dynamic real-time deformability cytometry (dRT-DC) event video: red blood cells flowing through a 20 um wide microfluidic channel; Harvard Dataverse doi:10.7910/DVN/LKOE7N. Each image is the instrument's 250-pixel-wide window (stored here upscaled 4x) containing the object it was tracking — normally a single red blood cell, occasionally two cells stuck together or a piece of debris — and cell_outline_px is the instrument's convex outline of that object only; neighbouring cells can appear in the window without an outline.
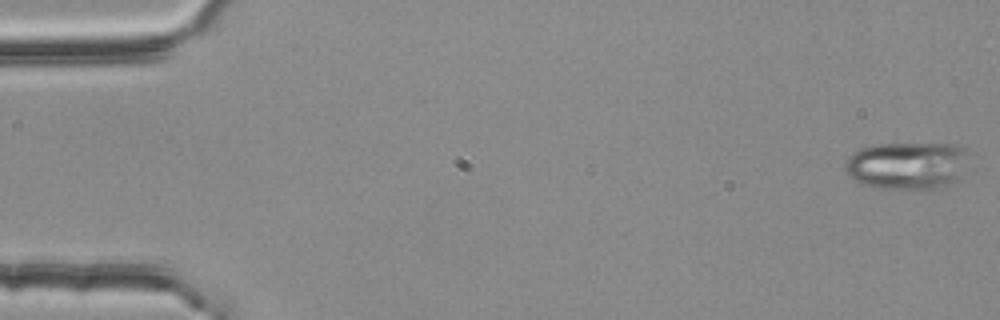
{"species": "common noctule bat (a hibernating species)", "species_latin": "Nyctalus noctula", "temperature_condition": "room temperature", "stored_images_in_passage": 55, "camera_frame_rate_fps": 3000, "um_per_image_px": 0.085, "animal": {"sex": "female", "body_mass_g": 25.1}, "frame": {"image": 1, "passage_image": 1, "time_ms": 0.0, "image_size_px": [1000, 320], "cell_outline_px": [[964, 152], [952, 184], [940, 188], [884, 188], [864, 184], [848, 176], [844, 168], [844, 164], [852, 152], [860, 148], [872, 144], [952, 144], [964, 148]], "centroid_in_image_um": [76.94, 14.05], "position_along_channel_um": 8.1, "area_um2": 33.06}}
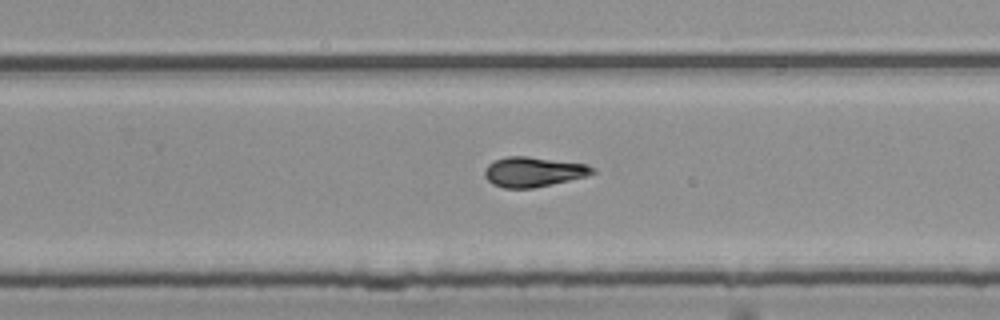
{"frame": {"image": 2, "passage_image": 35, "time_ms": 11.333, "image_size_px": [1000, 320], "cell_outline_px": [[596, 172], [588, 176], [532, 188], [504, 188], [492, 184], [484, 176], [484, 168], [488, 164], [496, 160], [508, 156], [528, 156], [584, 164], [592, 168]], "centroid_in_image_um": [45.29, 14.61], "position_along_channel_um": 284.5, "area_um2": 18.61}}
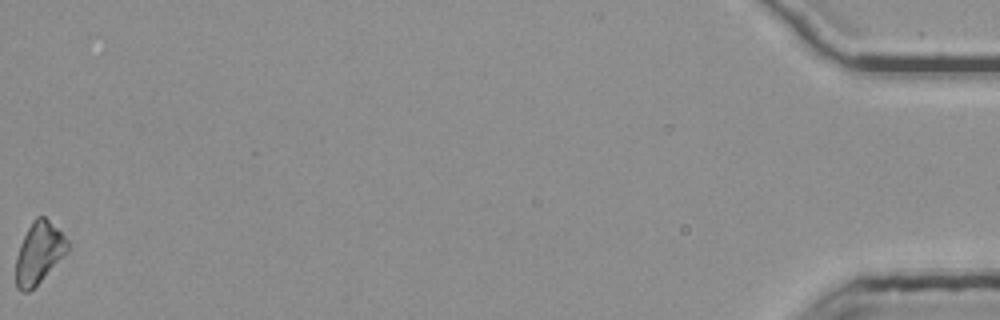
{"frame": {"image": 3, "passage_image": 55, "time_ms": 18.0, "image_size_px": [1000, 320], "cell_outline_px": [[68, 248], [40, 280], [28, 292], [20, 292], [16, 288], [16, 256], [20, 244], [32, 220], [36, 216], [44, 216], [68, 240]], "centroid_in_image_um": [3.25, 21.48], "position_along_channel_um": 432.0, "area_um2": 17.8}, "authors_computed_cell_mechanics": {"area_um2": 18.6116, "velocity_mm_per_s": 3.7518, "shape_relaxation_time_tau1_ms": 4.1141, "shape_relaxation_time_tau2_ms": 3.7278, "deformation_change_tau1": 0.1483, "deformation_change_tau2": 0.0918}}